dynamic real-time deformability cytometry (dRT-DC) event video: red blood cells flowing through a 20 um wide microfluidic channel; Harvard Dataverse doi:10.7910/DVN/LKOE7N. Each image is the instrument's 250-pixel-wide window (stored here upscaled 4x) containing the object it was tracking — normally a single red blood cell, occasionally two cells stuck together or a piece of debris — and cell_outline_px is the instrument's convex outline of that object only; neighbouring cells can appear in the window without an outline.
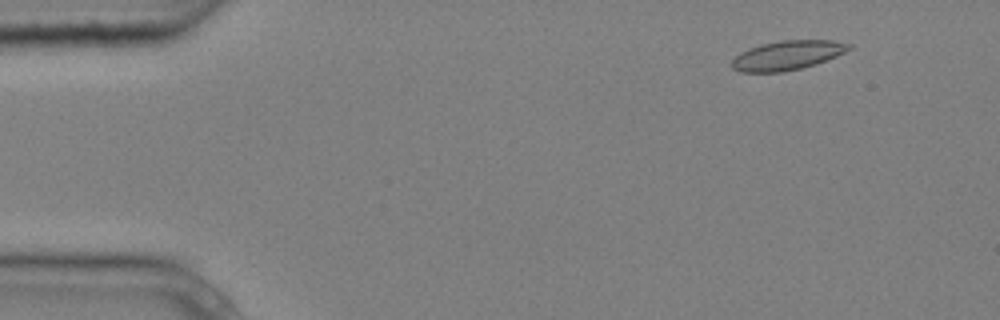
{"species": "common noctule bat (a hibernating species)", "species_latin": "Nyctalus noctula", "temperature_condition": "cold", "stored_images_in_passage": 8, "camera_frame_rate_fps": 3000, "um_per_image_px": 0.085, "animal": {"sex": "male", "body_mass_g": 20.4}, "frame": {"image": 1, "passage_image": 2, "time_ms": 0.333, "image_size_px": [1000, 320], "cell_outline_px": [[852, 48], [836, 56], [816, 64], [784, 72], [740, 72], [732, 68], [728, 64], [740, 52], [748, 48], [760, 44], [780, 40], [832, 40], [852, 44]], "centroid_in_image_um": [66.89, 4.7], "position_along_channel_um": 18.1, "area_um2": 20.17}}
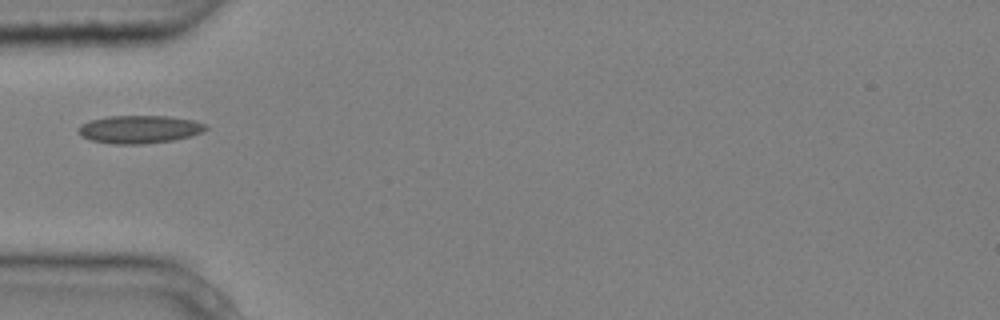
{"frame": {"image": 2, "passage_image": 5, "time_ms": 1.333, "image_size_px": [1000, 320], "cell_outline_px": [[208, 128], [192, 136], [172, 140], [140, 144], [112, 144], [92, 140], [80, 136], [76, 132], [76, 128], [80, 124], [88, 120], [108, 116], [168, 116], [192, 120], [204, 124]], "centroid_in_image_um": [11.76, 10.99], "position_along_channel_um": 73.2, "area_um2": 20.81}}
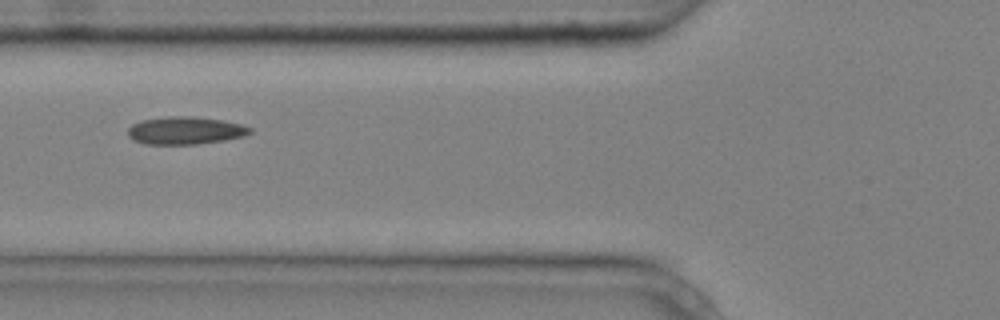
{"frame": {"image": 3, "passage_image": 6, "time_ms": 1.667, "image_size_px": [1000, 320], "cell_outline_px": [[252, 132], [244, 136], [224, 140], [196, 144], [144, 144], [132, 140], [128, 136], [128, 128], [132, 124], [140, 120], [168, 116], [188, 116], [224, 120], [244, 124], [252, 128]], "centroid_in_image_um": [15.75, 11.09], "position_along_channel_um": 110.1, "area_um2": 19.88}}